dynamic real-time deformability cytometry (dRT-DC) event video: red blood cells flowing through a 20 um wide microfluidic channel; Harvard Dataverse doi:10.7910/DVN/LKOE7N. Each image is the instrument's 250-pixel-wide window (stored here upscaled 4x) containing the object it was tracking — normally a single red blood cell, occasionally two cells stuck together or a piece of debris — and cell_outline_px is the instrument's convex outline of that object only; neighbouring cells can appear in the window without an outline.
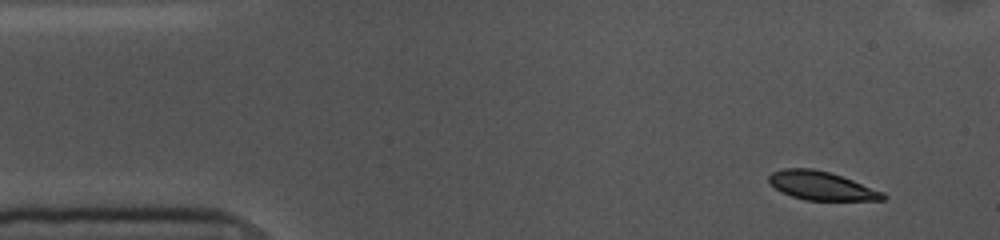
{"species": "common noctule bat (a hibernating species)", "species_latin": "Nyctalus noctula", "temperature_condition": "cold", "stored_images_in_passage": 52, "camera_frame_rate_fps": 3000, "um_per_image_px": 0.085, "animal": {"sex": "female", "body_mass_g": 10.0, "forearm_length_mm": 53.1}, "frame": {"image": 1, "passage_image": 1, "time_ms": 0.0, "image_size_px": [1000, 240], "cell_outline_px": [[888, 196], [884, 200], [804, 200], [792, 196], [776, 188], [768, 180], [768, 176], [772, 172], [784, 168], [812, 168], [828, 172], [852, 180], [884, 192]], "centroid_in_image_um": [69.84, 15.79], "position_along_channel_um": 15.2, "area_um2": 18.79}}
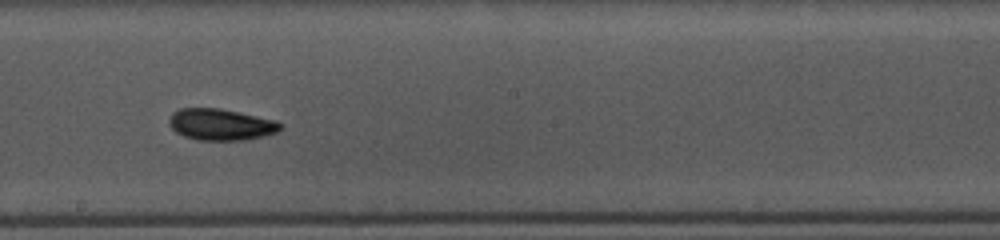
{"frame": {"image": 2, "passage_image": 26, "time_ms": 8.333, "image_size_px": [1000, 240], "cell_outline_px": [[284, 128], [276, 132], [264, 136], [244, 140], [196, 140], [184, 136], [176, 132], [168, 124], [168, 120], [172, 112], [180, 108], [220, 108], [272, 120], [284, 124]], "centroid_in_image_um": [18.74, 10.59], "position_along_channel_um": 229.5, "area_um2": 20.4}}
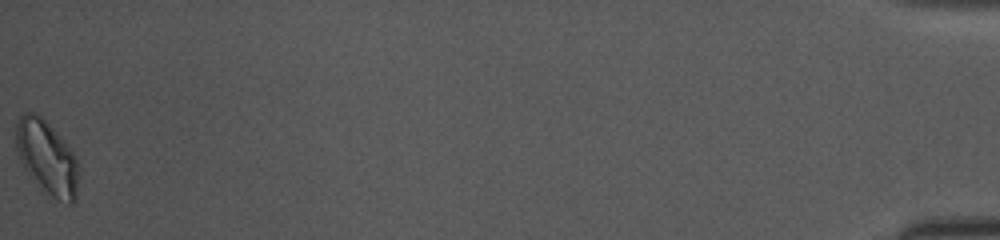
{"frame": {"image": 3, "passage_image": 52, "time_ms": 17.0, "image_size_px": [1000, 240], "cell_outline_px": [[80, 168], [76, 196], [72, 204], [68, 204], [44, 196], [40, 192], [24, 168], [16, 152], [16, 124], [20, 116], [24, 112], [32, 112], [40, 116], [60, 136], [72, 152], [80, 164]], "centroid_in_image_um": [3.99, 13.48], "position_along_channel_um": 431.2, "area_um2": 27.63}, "authors_computed_cell_mechanics": {"area_um2": 19.9988, "velocity_mm_per_s": 3.5452, "shape_relaxation_time_tau1_ms": 3.492, "shape_relaxation_time_tau2_ms": null, "deformation_change_tau1": 0.0997, "deformation_change_tau2": null}}